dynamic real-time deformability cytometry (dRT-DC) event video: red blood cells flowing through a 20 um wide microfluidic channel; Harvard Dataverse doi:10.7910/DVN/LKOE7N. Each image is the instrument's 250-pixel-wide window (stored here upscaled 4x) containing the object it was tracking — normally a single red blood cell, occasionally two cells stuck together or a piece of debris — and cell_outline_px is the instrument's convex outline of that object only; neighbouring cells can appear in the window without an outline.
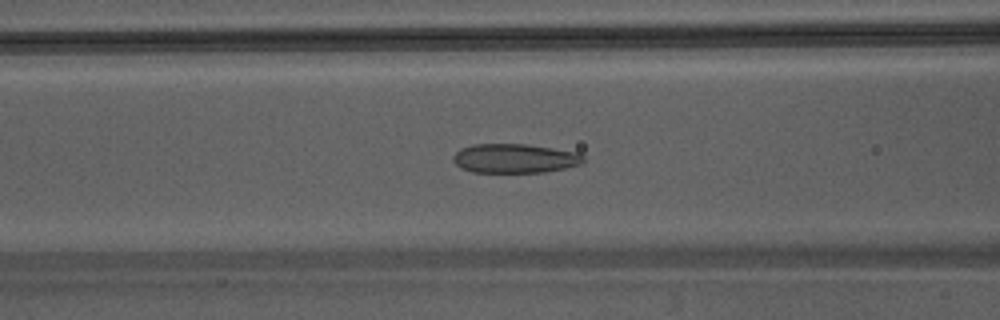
{"species": "Egyptian fruit bat (a non-hibernating species)", "species_latin": "Rousettus aegyptiacus", "temperature_condition": "warm", "stored_images_in_passage": 32, "camera_frame_rate_fps": 3000, "um_per_image_px": 0.085, "animal": {"sex": "male"}, "frame": {"image": 1, "passage_image": 4, "time_ms": 1.0, "image_size_px": [1000, 320], "cell_outline_px": [[584, 164], [544, 172], [472, 172], [460, 168], [452, 160], [452, 156], [460, 148], [472, 144], [528, 144], [576, 152], [584, 156]], "centroid_in_image_um": [43.73, 13.46], "position_along_channel_um": 122.9, "area_um2": 22.31}}
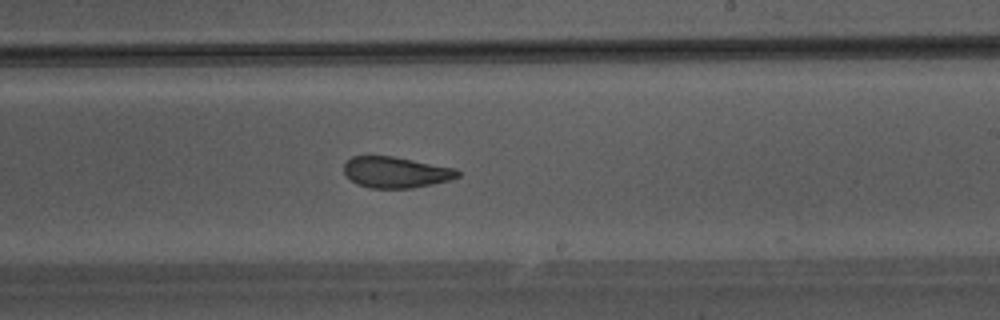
{"frame": {"image": 2, "passage_image": 13, "time_ms": 4.0, "image_size_px": [1000, 320], "cell_outline_px": [[460, 176], [448, 180], [432, 184], [412, 188], [368, 188], [356, 184], [344, 172], [344, 164], [352, 156], [392, 156], [456, 168], [460, 172]], "centroid_in_image_um": [33.65, 14.64], "position_along_channel_um": 255.4, "area_um2": 20.52}}
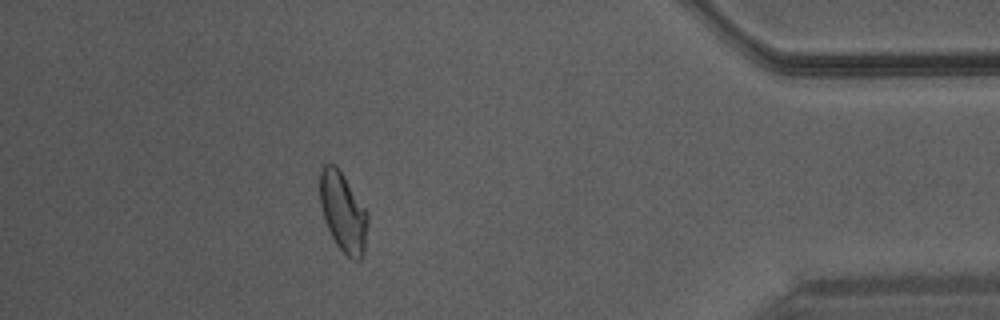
{"frame": {"image": 3, "passage_image": 26, "time_ms": 8.333, "image_size_px": [1000, 320], "cell_outline_px": [[368, 220], [364, 252], [360, 260], [352, 260], [336, 244], [324, 220], [320, 204], [320, 168], [324, 164], [336, 164], [368, 212]], "centroid_in_image_um": [29.16, 18.01], "position_along_channel_um": 406.0, "area_um2": 22.14}}